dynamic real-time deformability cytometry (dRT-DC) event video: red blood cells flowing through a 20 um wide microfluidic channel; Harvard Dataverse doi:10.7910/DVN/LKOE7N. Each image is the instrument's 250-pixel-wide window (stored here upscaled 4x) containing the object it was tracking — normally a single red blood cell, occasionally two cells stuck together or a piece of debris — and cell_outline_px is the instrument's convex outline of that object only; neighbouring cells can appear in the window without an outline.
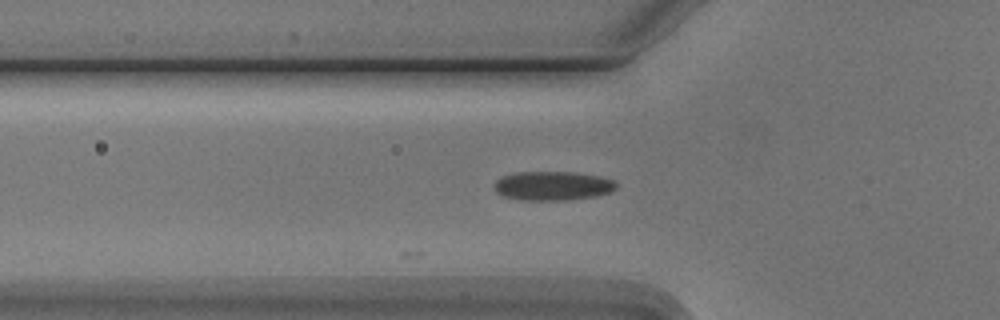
{"species": "Egyptian fruit bat (a non-hibernating species)", "species_latin": "Rousettus aegyptiacus", "temperature_condition": "cold", "stored_images_in_passage": 3, "segment_of_instrument_passage": [1, 2], "camera_frame_rate_fps": 3000, "um_per_image_px": 0.085, "animal": {"sex": "male"}, "frame": {"image": 1, "passage_image": 2, "time_ms": 1.333, "image_size_px": [1000, 320], "cell_outline_px": [[616, 188], [612, 192], [596, 196], [568, 200], [520, 200], [500, 196], [496, 192], [492, 184], [496, 180], [504, 176], [516, 172], [576, 172], [600, 176], [616, 180]], "centroid_in_image_um": [46.97, 15.8], "position_along_channel_um": 78.8, "area_um2": 21.04}}